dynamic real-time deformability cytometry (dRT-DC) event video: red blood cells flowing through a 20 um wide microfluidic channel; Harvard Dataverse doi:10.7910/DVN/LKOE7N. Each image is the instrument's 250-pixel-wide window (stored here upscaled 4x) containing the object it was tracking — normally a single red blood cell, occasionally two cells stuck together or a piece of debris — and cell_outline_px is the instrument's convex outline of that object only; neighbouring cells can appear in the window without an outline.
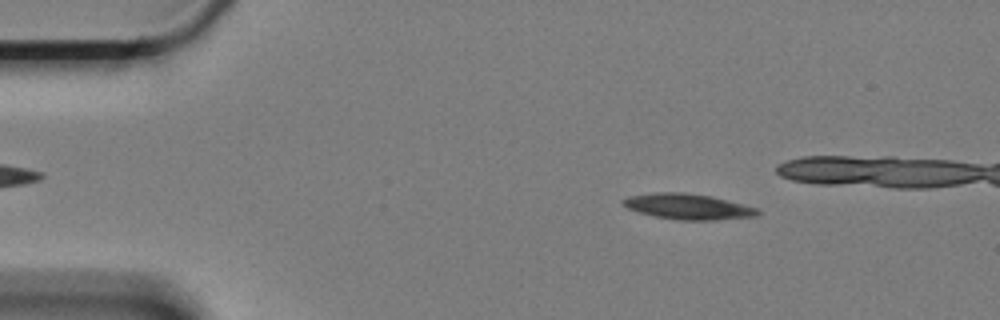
{"species": "Egyptian fruit bat (a non-hibernating species)", "species_latin": "Rousettus aegyptiacus", "temperature_condition": "cold", "stored_images_in_passage": 48, "camera_frame_rate_fps": 3000, "um_per_image_px": 0.085, "animal": {"sex": "female"}, "frame": {"image": 1, "passage_image": 8, "time_ms": 2.333, "image_size_px": [1000, 320], "cell_outline_px": [[760, 212], [756, 216], [716, 220], [680, 220], [656, 216], [640, 212], [628, 208], [620, 200], [628, 196], [656, 192], [684, 192], [712, 196], [760, 208]], "centroid_in_image_um": [58.52, 17.55], "position_along_channel_um": 26.5, "area_um2": 20.11}}
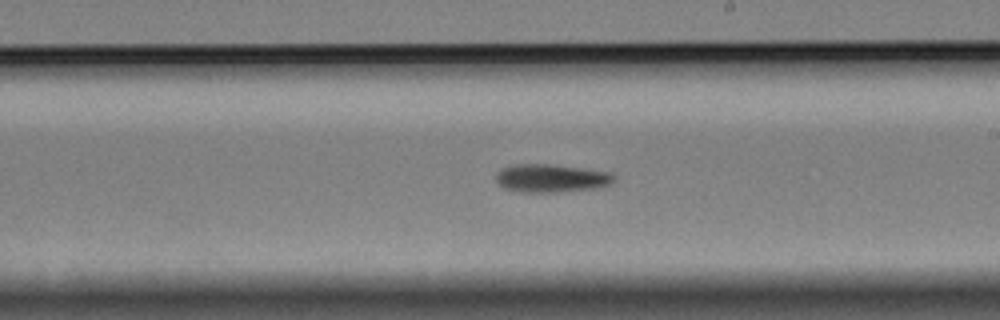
{"frame": {"image": 2, "passage_image": 33, "time_ms": 10.667, "image_size_px": [1000, 320], "cell_outline_px": [[612, 180], [608, 184], [596, 188], [556, 192], [524, 192], [504, 188], [496, 180], [496, 176], [504, 168], [516, 164], [548, 164], [580, 168], [608, 172], [612, 176]], "centroid_in_image_um": [46.81, 15.15], "position_along_channel_um": 242.2, "area_um2": 18.73}}
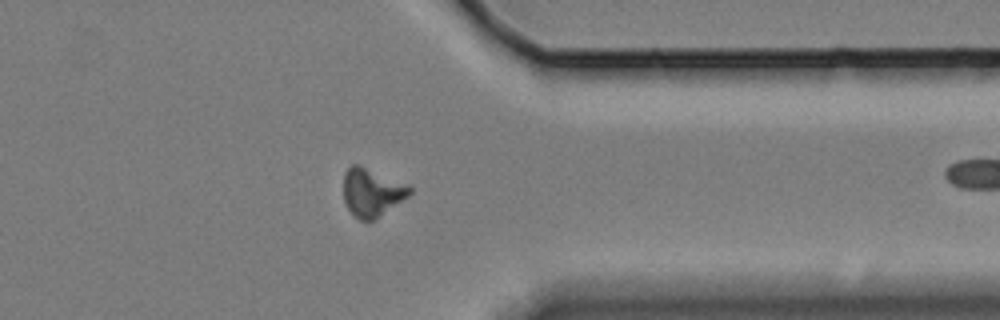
{"frame": {"image": 3, "passage_image": 46, "time_ms": 15.0, "image_size_px": [1000, 320], "cell_outline_px": [[412, 192], [408, 196], [368, 224], [352, 216], [344, 200], [344, 172], [352, 164], [360, 164], [408, 184], [412, 188]], "centroid_in_image_um": [31.59, 16.36], "position_along_channel_um": 379.8, "area_um2": 18.84}}